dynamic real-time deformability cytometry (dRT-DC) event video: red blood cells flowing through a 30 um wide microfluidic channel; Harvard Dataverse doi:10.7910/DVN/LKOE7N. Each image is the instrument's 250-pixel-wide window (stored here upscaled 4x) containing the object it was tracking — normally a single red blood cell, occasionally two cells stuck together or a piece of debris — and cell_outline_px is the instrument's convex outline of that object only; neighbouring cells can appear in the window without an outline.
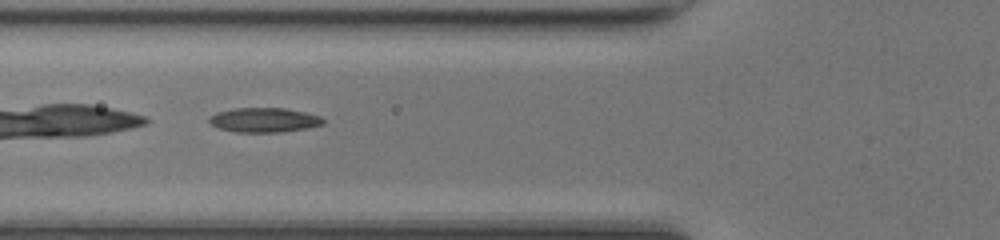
{"species": "common noctule bat (a hibernating species)", "species_latin": "Nyctalus noctula", "temperature_condition": "room temperature", "stored_images_in_passage": 30, "camera_frame_rate_fps": 3000, "um_per_image_px": 0.085, "animal": {"sex": "female", "body_mass_g": 17.0, "forearm_length_mm": 48.0}, "frame": {"image": 1, "passage_image": 4, "time_ms": 1.0, "image_size_px": [1000, 240], "cell_outline_px": [[324, 124], [308, 128], [280, 132], [236, 132], [220, 128], [212, 124], [208, 120], [208, 116], [216, 112], [232, 108], [284, 108], [304, 112], [320, 116], [324, 120]], "centroid_in_image_um": [22.43, 10.19], "position_along_channel_um": 103.4, "area_um2": 16.3}}
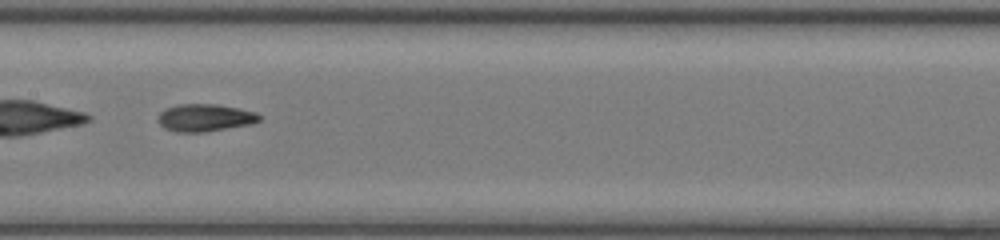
{"frame": {"image": 2, "passage_image": 10, "time_ms": 3.0, "image_size_px": [1000, 240], "cell_outline_px": [[260, 120], [252, 124], [204, 132], [176, 132], [164, 128], [160, 124], [160, 112], [164, 108], [180, 104], [216, 104], [240, 108], [256, 112], [260, 116]], "centroid_in_image_um": [17.44, 10.0], "position_along_channel_um": 190.0, "area_um2": 16.18}}
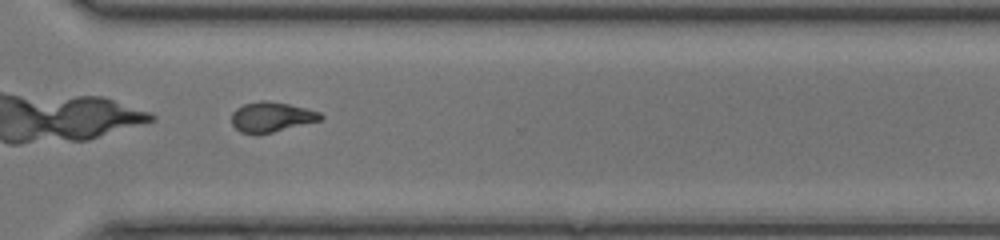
{"frame": {"image": 3, "passage_image": 21, "time_ms": 6.667, "image_size_px": [1000, 240], "cell_outline_px": [[324, 116], [320, 120], [272, 132], [240, 132], [232, 124], [232, 112], [236, 108], [244, 104], [260, 100], [268, 100], [288, 104], [320, 112]], "centroid_in_image_um": [23.06, 9.91], "position_along_channel_um": 347.5, "area_um2": 15.14}, "authors_computed_cell_mechanics": {"area_um2": 15.9239, "velocity_mm_per_s": 4.304, "shape_relaxation_time_tau1_ms": 4.9021, "shape_relaxation_time_tau2_ms": 3.1482, "deformation_change_tau1": 0.164, "deformation_change_tau2": 0.1154}}